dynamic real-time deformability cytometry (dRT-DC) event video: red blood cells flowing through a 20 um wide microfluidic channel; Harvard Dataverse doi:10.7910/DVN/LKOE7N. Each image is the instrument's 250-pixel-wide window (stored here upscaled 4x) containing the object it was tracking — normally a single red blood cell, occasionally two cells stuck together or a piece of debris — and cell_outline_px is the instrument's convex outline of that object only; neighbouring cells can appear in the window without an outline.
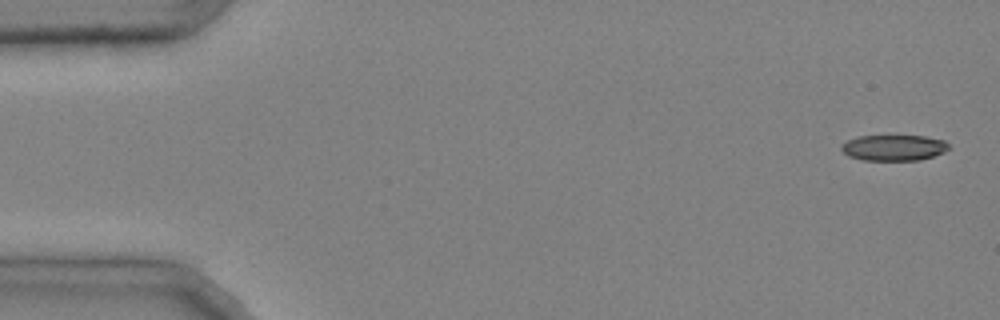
{"species": "common noctule bat (a hibernating species)", "species_latin": "Nyctalus noctula", "temperature_condition": "cold", "stored_images_in_passage": 45, "camera_frame_rate_fps": 3000, "um_per_image_px": 0.085, "animal": {"sex": "male", "body_mass_g": 20.4}, "frame": {"image": 1, "passage_image": 1, "time_ms": 0.0, "image_size_px": [1000, 320], "cell_outline_px": [[952, 148], [944, 152], [920, 160], [864, 160], [848, 156], [840, 148], [840, 144], [848, 140], [860, 136], [924, 136], [944, 140]], "centroid_in_image_um": [75.98, 12.55], "position_along_channel_um": 9.0, "area_um2": 16.18}}
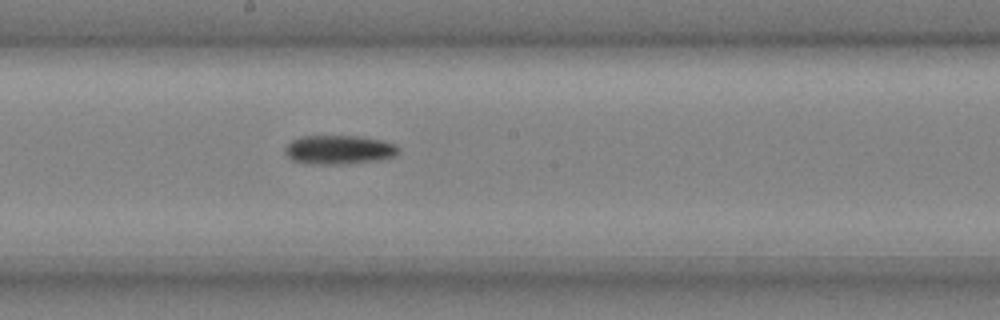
{"frame": {"image": 2, "passage_image": 26, "time_ms": 8.333, "image_size_px": [1000, 320], "cell_outline_px": [[400, 152], [396, 156], [376, 160], [344, 164], [304, 164], [292, 160], [284, 152], [284, 148], [292, 140], [300, 136], [360, 136], [384, 140], [396, 144], [400, 148]], "centroid_in_image_um": [28.83, 12.72], "position_along_channel_um": 219.4, "area_um2": 19.48}}
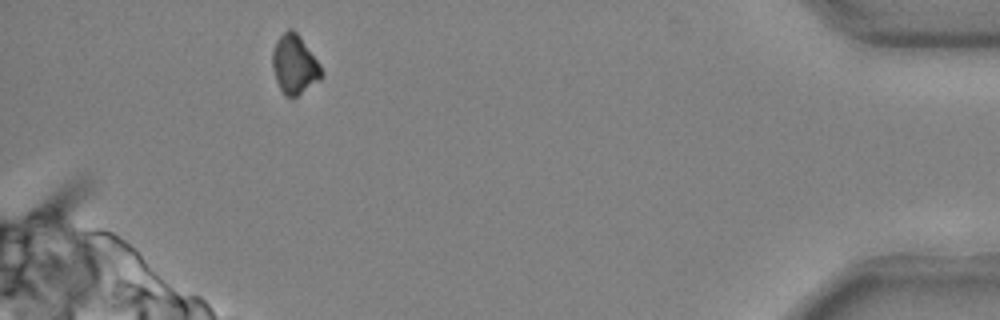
{"frame": {"image": 3, "passage_image": 44, "time_ms": 14.333, "image_size_px": [1000, 320], "cell_outline_px": [[324, 76], [320, 80], [296, 96], [284, 96], [276, 80], [272, 64], [272, 52], [276, 40], [288, 28], [292, 28], [300, 36], [320, 64], [324, 72]], "centroid_in_image_um": [25.04, 5.47], "position_along_channel_um": 410.2, "area_um2": 16.88}}